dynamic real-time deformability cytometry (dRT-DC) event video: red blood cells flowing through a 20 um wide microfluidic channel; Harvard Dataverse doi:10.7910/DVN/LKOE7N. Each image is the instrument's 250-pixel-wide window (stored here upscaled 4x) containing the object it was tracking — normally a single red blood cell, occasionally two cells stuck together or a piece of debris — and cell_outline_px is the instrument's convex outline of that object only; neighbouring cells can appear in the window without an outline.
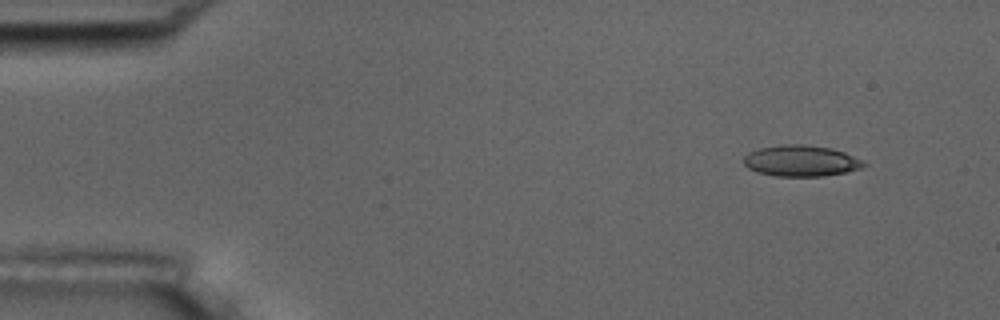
{"species": "common noctule bat (a hibernating species)", "species_latin": "Nyctalus noctula", "temperature_condition": "room temperature", "stored_images_in_passage": 4, "camera_frame_rate_fps": 3000, "um_per_image_px": 0.085, "animal": {"sex": "male", "body_mass_g": 17.5, "forearm_length_mm": 52.3}, "frame": {"image": 1, "passage_image": 1, "time_ms": 0.0, "image_size_px": [1000, 320], "cell_outline_px": [[868, 164], [860, 168], [844, 172], [824, 176], [776, 176], [756, 172], [748, 168], [744, 164], [744, 156], [748, 152], [760, 148], [780, 144], [804, 144], [832, 148], [844, 152], [864, 160]], "centroid_in_image_um": [68.08, 13.66], "position_along_channel_um": 16.9, "area_um2": 21.91}}
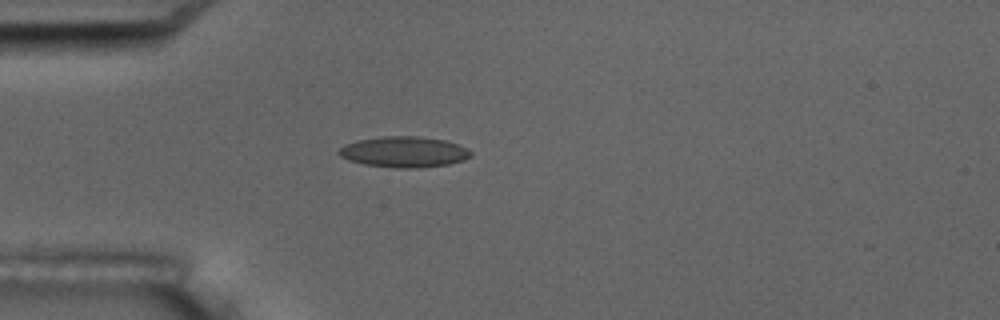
{"frame": {"image": 2, "passage_image": 4, "time_ms": 3.333, "image_size_px": [1000, 320], "cell_outline_px": [[472, 156], [464, 160], [448, 164], [412, 168], [396, 168], [364, 164], [348, 160], [340, 156], [336, 152], [344, 144], [360, 140], [380, 136], [420, 136], [444, 140], [468, 148], [472, 152]], "centroid_in_image_um": [34.33, 12.91], "position_along_channel_um": 50.7, "area_um2": 23.7}}